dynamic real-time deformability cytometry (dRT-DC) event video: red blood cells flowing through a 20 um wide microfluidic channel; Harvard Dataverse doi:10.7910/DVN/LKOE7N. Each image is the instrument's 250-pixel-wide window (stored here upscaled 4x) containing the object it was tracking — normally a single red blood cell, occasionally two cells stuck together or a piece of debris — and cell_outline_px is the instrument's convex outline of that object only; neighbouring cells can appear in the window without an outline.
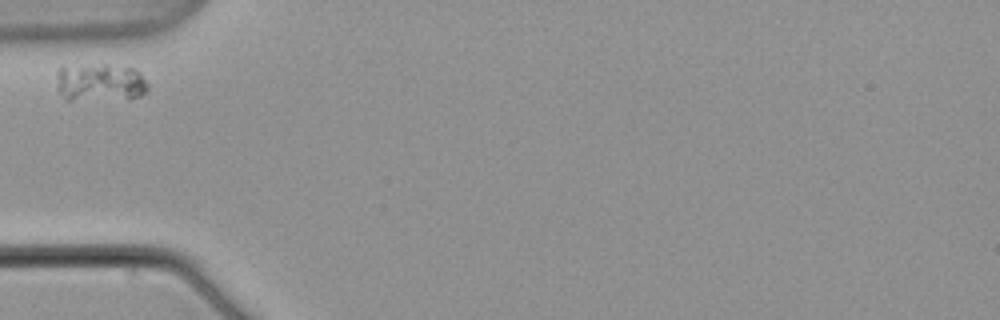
{"species": "common noctule bat (a hibernating species)", "species_latin": "Nyctalus noctula", "temperature_condition": "warm", "stored_images_in_passage": 3, "camera_frame_rate_fps": 3000, "um_per_image_px": 0.085, "animal": {"sex": "male", "body_mass_g": 21.5, "forearm_length_mm": 52.0}, "frame": {"image": 1, "passage_image": 1, "time_ms": 0.0, "image_size_px": [1000, 320], "cell_outline_px": [[148, 88], [140, 96], [72, 100], [64, 100], [56, 88], [56, 68], [104, 64], [108, 64], [136, 68], [140, 72], [148, 84]], "centroid_in_image_um": [8.46, 6.98], "position_along_channel_um": 76.5, "area_um2": 20.06}}
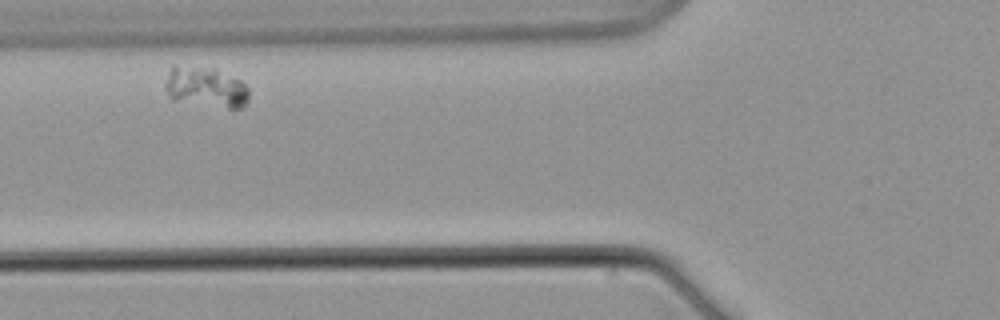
{"frame": {"image": 2, "passage_image": 2, "time_ms": 1.333, "image_size_px": [1000, 320], "cell_outline_px": [[248, 100], [240, 108], [228, 108], [172, 100], [168, 96], [164, 88], [164, 84], [172, 64], [216, 68], [240, 80], [248, 88]], "centroid_in_image_um": [17.44, 7.38], "position_along_channel_um": 108.4, "area_um2": 20.0}}